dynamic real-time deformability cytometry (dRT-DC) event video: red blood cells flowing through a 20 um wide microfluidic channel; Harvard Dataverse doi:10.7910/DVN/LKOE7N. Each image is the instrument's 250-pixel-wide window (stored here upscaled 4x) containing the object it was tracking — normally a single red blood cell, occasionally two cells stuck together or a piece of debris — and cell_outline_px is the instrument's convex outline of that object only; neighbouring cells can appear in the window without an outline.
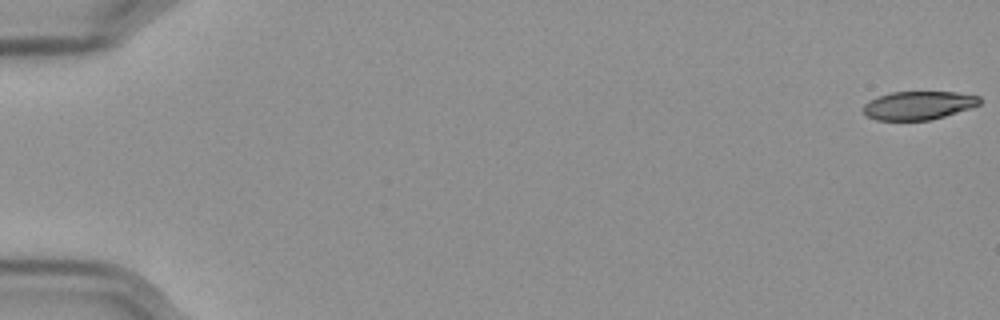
{"species": "Egyptian fruit bat (a non-hibernating species)", "species_latin": "Rousettus aegyptiacus", "temperature_condition": "cold", "stored_images_in_passage": 19, "camera_frame_rate_fps": 3000, "um_per_image_px": 0.085, "frame": {"image": 1, "passage_image": 1, "time_ms": 0.0, "image_size_px": [1000, 320], "cell_outline_px": [[980, 104], [972, 108], [944, 116], [928, 120], [876, 120], [868, 116], [864, 112], [864, 104], [868, 100], [892, 92], [956, 92], [980, 96]], "centroid_in_image_um": [78.09, 8.95], "position_along_channel_um": 6.9, "area_um2": 19.19}}
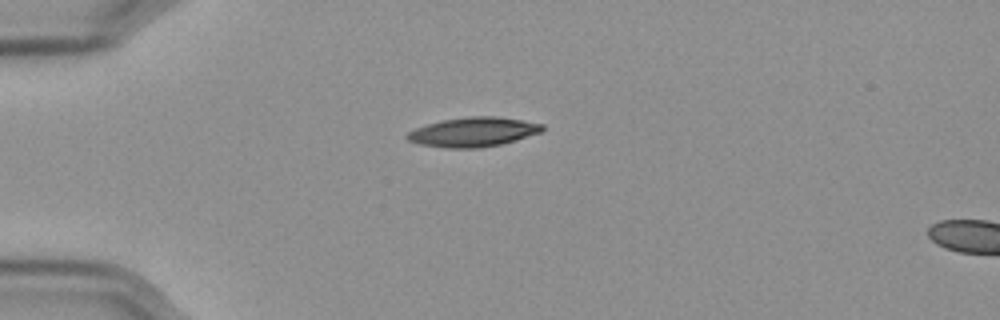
{"frame": {"image": 2, "passage_image": 16, "time_ms": 5.0, "image_size_px": [1000, 320], "cell_outline_px": [[544, 128], [540, 132], [500, 144], [480, 148], [448, 148], [420, 144], [408, 140], [404, 136], [408, 132], [416, 128], [440, 120], [468, 116], [496, 116], [544, 124]], "centroid_in_image_um": [40.18, 11.21], "position_along_channel_um": 44.8, "area_um2": 22.95}}